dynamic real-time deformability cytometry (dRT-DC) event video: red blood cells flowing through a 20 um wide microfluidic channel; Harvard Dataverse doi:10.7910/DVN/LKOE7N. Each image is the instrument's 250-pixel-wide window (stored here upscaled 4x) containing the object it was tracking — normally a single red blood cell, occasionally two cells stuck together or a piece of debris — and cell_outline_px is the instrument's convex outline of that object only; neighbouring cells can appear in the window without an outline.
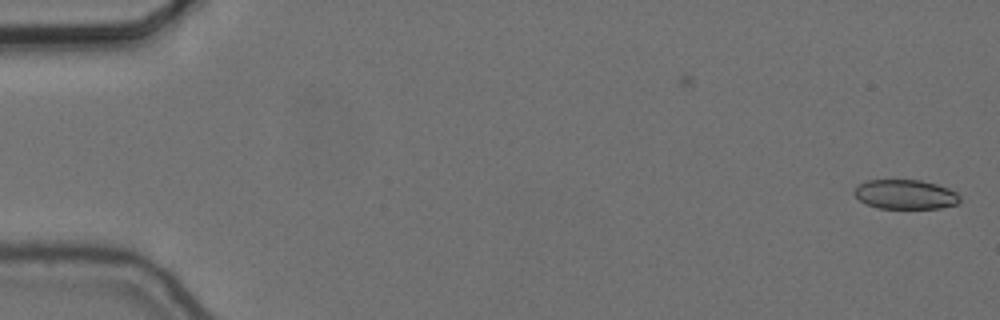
{"species": "common noctule bat (a hibernating species)", "species_latin": "Nyctalus noctula", "temperature_condition": "cold", "stored_images_in_passage": 9, "camera_frame_rate_fps": 3000, "um_per_image_px": 0.085, "animal": {"sex": "female", "body_mass_g": 24.6, "forearm_length_mm": 56.2}, "frame": {"image": 1, "passage_image": 1, "time_ms": 0.0, "image_size_px": [1000, 320], "cell_outline_px": [[960, 200], [956, 204], [940, 208], [876, 208], [860, 200], [852, 192], [860, 184], [868, 180], [920, 180], [936, 184], [948, 188], [956, 192], [960, 196]], "centroid_in_image_um": [76.96, 16.52], "position_along_channel_um": 8.0, "area_um2": 17.98}}